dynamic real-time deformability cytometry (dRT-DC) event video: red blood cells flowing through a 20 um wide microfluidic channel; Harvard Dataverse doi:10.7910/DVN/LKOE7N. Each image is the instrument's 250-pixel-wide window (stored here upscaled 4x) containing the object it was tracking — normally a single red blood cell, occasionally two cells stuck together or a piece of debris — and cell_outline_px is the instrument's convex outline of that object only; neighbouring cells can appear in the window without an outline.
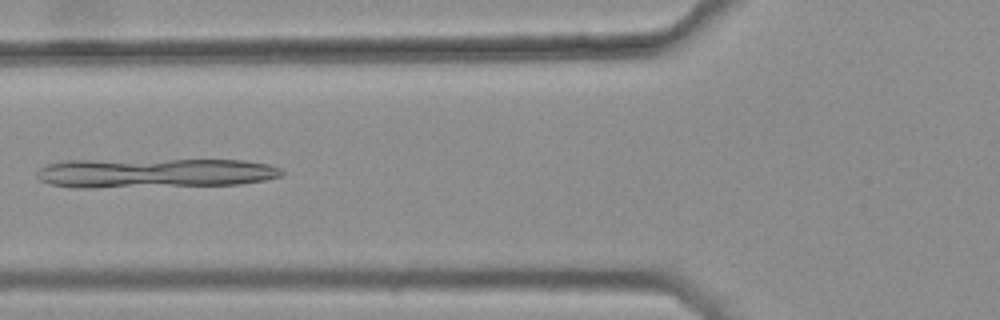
{"species": "common noctule bat (a hibernating species)", "species_latin": "Nyctalus noctula", "temperature_condition": "warm", "stored_images_in_passage": 44, "camera_frame_rate_fps": 3000, "um_per_image_px": 0.085, "animal": {"sex": "female", "body_mass_g": 25.1}, "frame": {"image": 1, "passage_image": 19, "time_ms": 6.0, "image_size_px": [1000, 320], "cell_outline_px": [[284, 172], [280, 176], [264, 180], [240, 184], [96, 188], [76, 188], [48, 184], [40, 180], [36, 176], [36, 172], [44, 164], [68, 160], [244, 160], [268, 164], [280, 168]], "centroid_in_image_um": [13.08, 14.71], "position_along_channel_um": 112.7, "area_um2": 42.48}}
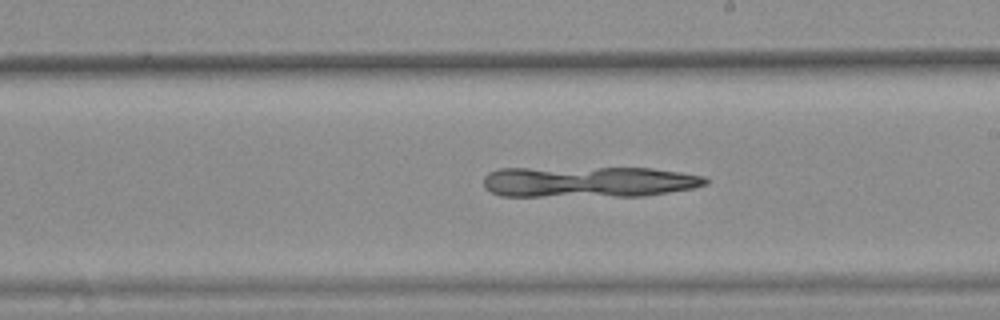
{"frame": {"image": 2, "passage_image": 29, "time_ms": 9.333, "image_size_px": [1000, 320], "cell_outline_px": [[708, 184], [692, 188], [644, 196], [500, 196], [484, 188], [484, 176], [488, 172], [500, 168], [652, 168], [680, 172], [704, 176], [708, 180]], "centroid_in_image_um": [50.01, 15.45], "position_along_channel_um": 239.0, "area_um2": 40.23}}
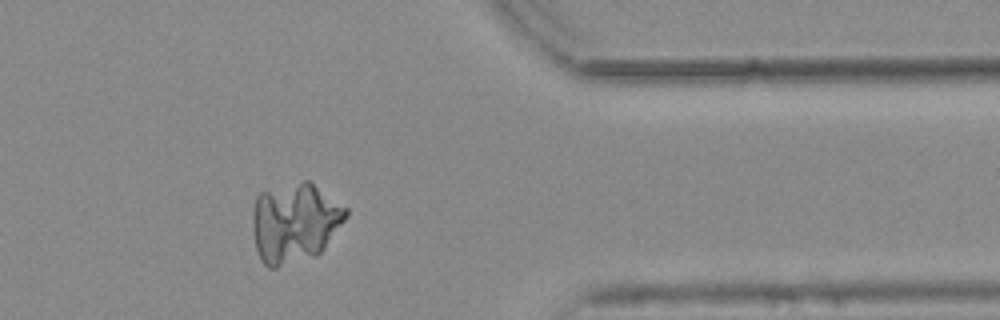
{"frame": {"image": 3, "passage_image": 42, "time_ms": 13.667, "image_size_px": [1000, 320], "cell_outline_px": [[348, 216], [324, 248], [316, 256], [276, 268], [268, 268], [260, 260], [256, 248], [252, 228], [252, 212], [256, 196], [260, 192], [300, 180], [308, 180], [348, 208]], "centroid_in_image_um": [25.04, 18.92], "position_along_channel_um": 386.4, "area_um2": 43.75}}